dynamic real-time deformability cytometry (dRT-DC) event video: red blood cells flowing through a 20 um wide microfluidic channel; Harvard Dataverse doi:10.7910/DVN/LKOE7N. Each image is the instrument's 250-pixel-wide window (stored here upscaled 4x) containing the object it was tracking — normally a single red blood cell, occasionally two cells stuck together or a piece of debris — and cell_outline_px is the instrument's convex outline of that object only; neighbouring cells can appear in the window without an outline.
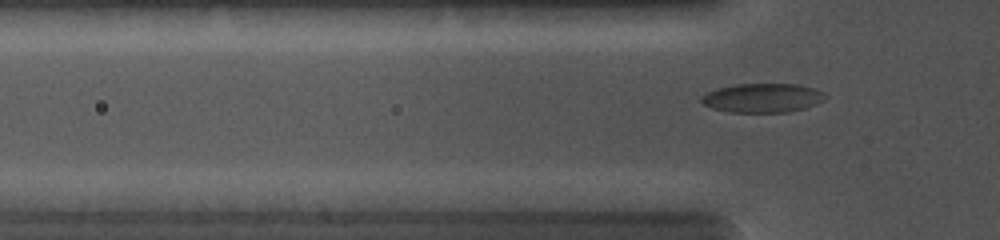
{"species": "common noctule bat (a hibernating species)", "species_latin": "Nyctalus noctula", "temperature_condition": "cold", "stored_images_in_passage": 45, "camera_frame_rate_fps": 5000, "um_per_image_px": 0.085, "animal": {"sex": "female", "body_mass_g": 19.0, "forearm_length_mm": 56.7}, "frame": {"image": 1, "passage_image": 12, "time_ms": 4.2, "image_size_px": [1000, 240], "cell_outline_px": [[824, 100], [816, 104], [804, 108], [788, 112], [732, 112], [712, 108], [704, 104], [700, 100], [700, 96], [708, 92], [720, 88], [736, 84], [796, 84], [812, 88], [824, 92]], "centroid_in_image_um": [64.81, 8.32], "position_along_channel_um": 61.0, "area_um2": 20.75}}
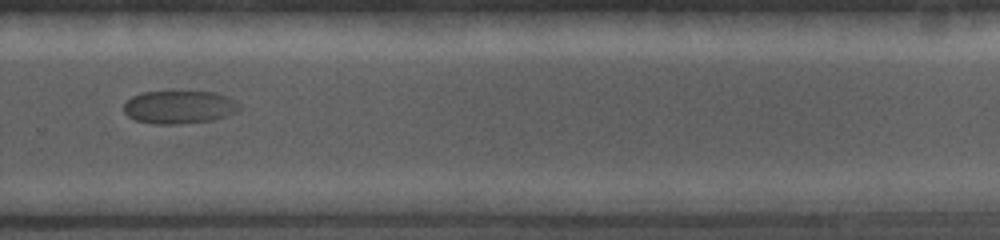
{"frame": {"image": 2, "passage_image": 35, "time_ms": 10.2, "image_size_px": [1000, 240], "cell_outline_px": [[240, 112], [212, 120], [180, 124], [152, 124], [136, 120], [128, 116], [124, 112], [124, 104], [132, 96], [144, 92], [216, 92], [228, 96], [236, 100], [240, 104]], "centroid_in_image_um": [15.29, 9.11], "position_along_channel_um": 314.5, "area_um2": 22.43}}
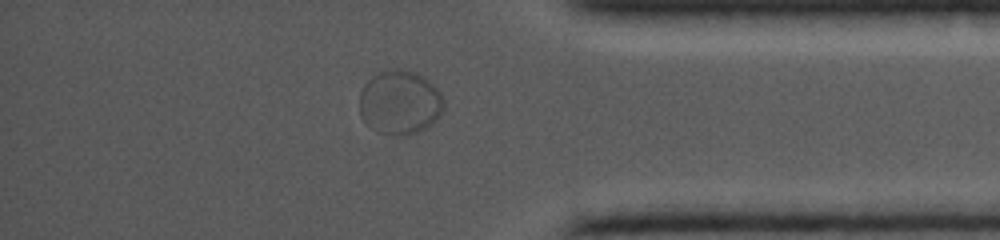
{"frame": {"image": 3, "passage_image": 40, "time_ms": 12.4, "image_size_px": [1000, 240], "cell_outline_px": [[444, 112], [432, 124], [416, 132], [400, 136], [380, 132], [372, 128], [360, 116], [360, 92], [364, 84], [372, 76], [380, 72], [392, 68], [400, 68], [416, 72], [428, 80], [440, 92], [444, 100]], "centroid_in_image_um": [34.0, 8.69], "position_along_channel_um": 401.2, "area_um2": 31.62}}